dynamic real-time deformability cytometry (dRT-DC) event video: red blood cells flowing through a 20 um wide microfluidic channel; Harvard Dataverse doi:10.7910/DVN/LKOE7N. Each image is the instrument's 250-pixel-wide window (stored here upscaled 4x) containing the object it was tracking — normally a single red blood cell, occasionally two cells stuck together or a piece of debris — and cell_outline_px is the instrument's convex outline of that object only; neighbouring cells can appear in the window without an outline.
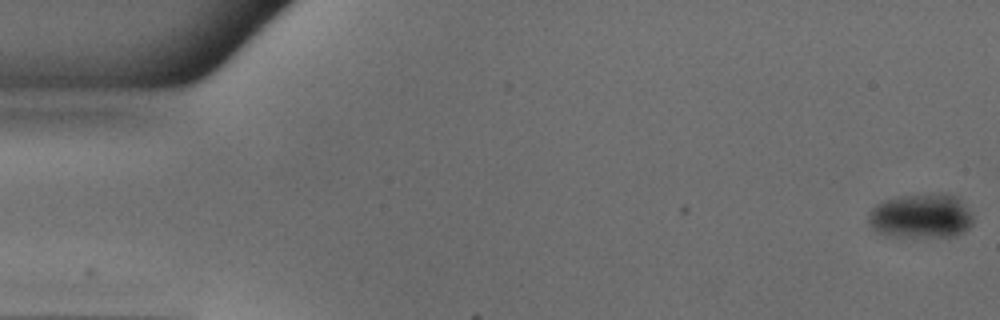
{"species": "common noctule bat (a hibernating species)", "species_latin": "Nyctalus noctula", "temperature_condition": "warm", "stored_images_in_passage": 51, "camera_frame_rate_fps": 3000, "um_per_image_px": 0.085, "animal": {"sex": "male", "body_mass_g": 18.8}, "frame": {"image": 1, "passage_image": 1, "time_ms": 0.0, "image_size_px": [1000, 320], "cell_outline_px": [[972, 224], [964, 232], [952, 236], [884, 236], [876, 232], [868, 224], [868, 212], [876, 204], [884, 200], [904, 196], [956, 196], [964, 204], [972, 216]], "centroid_in_image_um": [78.22, 18.41], "position_along_channel_um": 6.8, "area_um2": 26.47}}
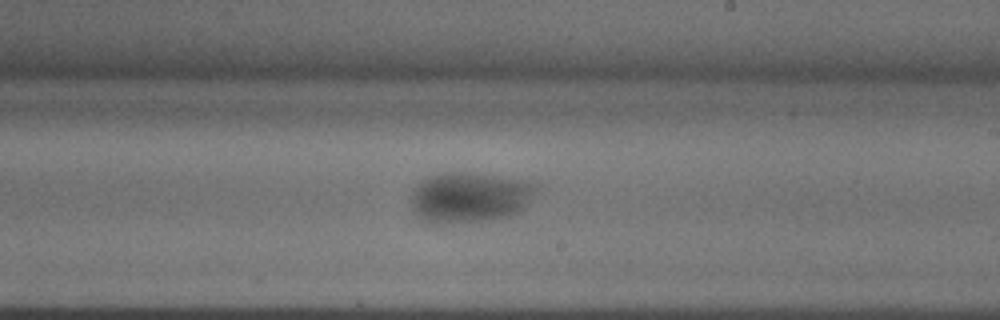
{"frame": {"image": 2, "passage_image": 30, "time_ms": 9.667, "image_size_px": [1000, 320], "cell_outline_px": [[536, 188], [524, 204], [516, 212], [508, 216], [488, 220], [448, 224], [432, 224], [420, 220], [416, 216], [412, 204], [412, 188], [424, 180], [432, 176], [444, 172], [464, 172], [520, 180], [532, 184]], "centroid_in_image_um": [39.78, 16.81], "position_along_channel_um": 249.2, "area_um2": 36.01}}
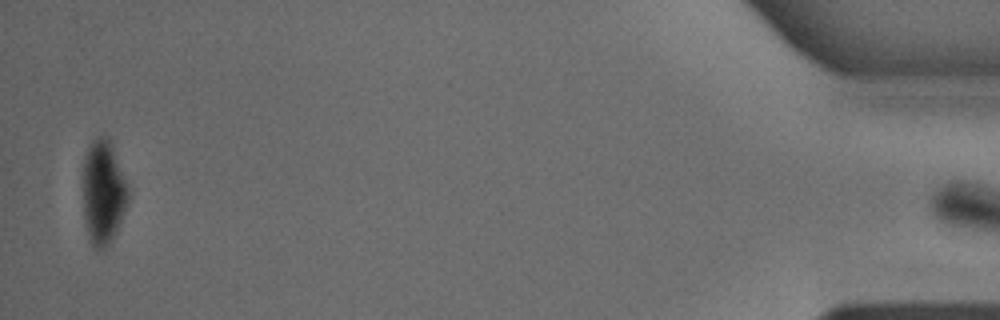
{"frame": {"image": 3, "passage_image": 50, "time_ms": 16.333, "image_size_px": [1000, 320], "cell_outline_px": [[128, 200], [120, 220], [108, 244], [104, 248], [96, 248], [92, 244], [88, 232], [84, 216], [84, 156], [88, 144], [96, 136], [108, 136], [112, 144], [128, 188]], "centroid_in_image_um": [8.76, 16.24], "position_along_channel_um": 426.4, "area_um2": 26.7}}